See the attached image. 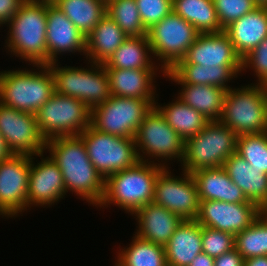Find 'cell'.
Segmentation results:
<instances>
[{
	"label": "cell",
	"instance_id": "obj_1",
	"mask_svg": "<svg viewBox=\"0 0 267 266\" xmlns=\"http://www.w3.org/2000/svg\"><path fill=\"white\" fill-rule=\"evenodd\" d=\"M45 150L63 175L66 192L96 206L102 202L105 179L89 159L79 136L55 137L46 141Z\"/></svg>",
	"mask_w": 267,
	"mask_h": 266
},
{
	"label": "cell",
	"instance_id": "obj_2",
	"mask_svg": "<svg viewBox=\"0 0 267 266\" xmlns=\"http://www.w3.org/2000/svg\"><path fill=\"white\" fill-rule=\"evenodd\" d=\"M7 52L33 65H48L47 0H26L6 24Z\"/></svg>",
	"mask_w": 267,
	"mask_h": 266
},
{
	"label": "cell",
	"instance_id": "obj_3",
	"mask_svg": "<svg viewBox=\"0 0 267 266\" xmlns=\"http://www.w3.org/2000/svg\"><path fill=\"white\" fill-rule=\"evenodd\" d=\"M163 168L156 163L138 161L130 168L109 175L98 207L104 209L113 204L133 216L139 208L153 202L156 179Z\"/></svg>",
	"mask_w": 267,
	"mask_h": 266
},
{
	"label": "cell",
	"instance_id": "obj_4",
	"mask_svg": "<svg viewBox=\"0 0 267 266\" xmlns=\"http://www.w3.org/2000/svg\"><path fill=\"white\" fill-rule=\"evenodd\" d=\"M33 67L37 70L0 71V104L35 114L51 98L54 80L50 68L47 65Z\"/></svg>",
	"mask_w": 267,
	"mask_h": 266
},
{
	"label": "cell",
	"instance_id": "obj_5",
	"mask_svg": "<svg viewBox=\"0 0 267 266\" xmlns=\"http://www.w3.org/2000/svg\"><path fill=\"white\" fill-rule=\"evenodd\" d=\"M219 121L238 136L267 132V86L252 82L230 88Z\"/></svg>",
	"mask_w": 267,
	"mask_h": 266
},
{
	"label": "cell",
	"instance_id": "obj_6",
	"mask_svg": "<svg viewBox=\"0 0 267 266\" xmlns=\"http://www.w3.org/2000/svg\"><path fill=\"white\" fill-rule=\"evenodd\" d=\"M237 139L238 135L220 121H210L197 135L184 141L181 170L193 173L223 166L237 152Z\"/></svg>",
	"mask_w": 267,
	"mask_h": 266
},
{
	"label": "cell",
	"instance_id": "obj_7",
	"mask_svg": "<svg viewBox=\"0 0 267 266\" xmlns=\"http://www.w3.org/2000/svg\"><path fill=\"white\" fill-rule=\"evenodd\" d=\"M88 64V68L59 67L61 65L57 62L47 66L53 76L55 93L77 98L92 109L109 99L111 93L105 66L92 62Z\"/></svg>",
	"mask_w": 267,
	"mask_h": 266
},
{
	"label": "cell",
	"instance_id": "obj_8",
	"mask_svg": "<svg viewBox=\"0 0 267 266\" xmlns=\"http://www.w3.org/2000/svg\"><path fill=\"white\" fill-rule=\"evenodd\" d=\"M134 141L139 161L156 163L166 168L169 166L167 162L176 159L181 163L183 159L184 140L155 106L145 115Z\"/></svg>",
	"mask_w": 267,
	"mask_h": 266
},
{
	"label": "cell",
	"instance_id": "obj_9",
	"mask_svg": "<svg viewBox=\"0 0 267 266\" xmlns=\"http://www.w3.org/2000/svg\"><path fill=\"white\" fill-rule=\"evenodd\" d=\"M38 129L48 141L78 136L91 125V109L77 98L55 93L35 113Z\"/></svg>",
	"mask_w": 267,
	"mask_h": 266
},
{
	"label": "cell",
	"instance_id": "obj_10",
	"mask_svg": "<svg viewBox=\"0 0 267 266\" xmlns=\"http://www.w3.org/2000/svg\"><path fill=\"white\" fill-rule=\"evenodd\" d=\"M156 99H138L111 95L91 109V126L100 132L134 138L145 115Z\"/></svg>",
	"mask_w": 267,
	"mask_h": 266
},
{
	"label": "cell",
	"instance_id": "obj_11",
	"mask_svg": "<svg viewBox=\"0 0 267 266\" xmlns=\"http://www.w3.org/2000/svg\"><path fill=\"white\" fill-rule=\"evenodd\" d=\"M78 136L85 144L90 161L104 179L139 161L134 138L103 133L91 125Z\"/></svg>",
	"mask_w": 267,
	"mask_h": 266
},
{
	"label": "cell",
	"instance_id": "obj_12",
	"mask_svg": "<svg viewBox=\"0 0 267 266\" xmlns=\"http://www.w3.org/2000/svg\"><path fill=\"white\" fill-rule=\"evenodd\" d=\"M199 34L192 24L172 11L148 30L154 61L164 71L171 69L186 55Z\"/></svg>",
	"mask_w": 267,
	"mask_h": 266
},
{
	"label": "cell",
	"instance_id": "obj_13",
	"mask_svg": "<svg viewBox=\"0 0 267 266\" xmlns=\"http://www.w3.org/2000/svg\"><path fill=\"white\" fill-rule=\"evenodd\" d=\"M180 176L163 168L156 179L153 202L173 212L183 220H195L199 213V195L196 182L184 170ZM172 174V175H171Z\"/></svg>",
	"mask_w": 267,
	"mask_h": 266
},
{
	"label": "cell",
	"instance_id": "obj_14",
	"mask_svg": "<svg viewBox=\"0 0 267 266\" xmlns=\"http://www.w3.org/2000/svg\"><path fill=\"white\" fill-rule=\"evenodd\" d=\"M31 156L12 154L0 162V216L8 219L27 212Z\"/></svg>",
	"mask_w": 267,
	"mask_h": 266
},
{
	"label": "cell",
	"instance_id": "obj_15",
	"mask_svg": "<svg viewBox=\"0 0 267 266\" xmlns=\"http://www.w3.org/2000/svg\"><path fill=\"white\" fill-rule=\"evenodd\" d=\"M0 132L13 154L35 156L46 153L35 114L0 104Z\"/></svg>",
	"mask_w": 267,
	"mask_h": 266
},
{
	"label": "cell",
	"instance_id": "obj_16",
	"mask_svg": "<svg viewBox=\"0 0 267 266\" xmlns=\"http://www.w3.org/2000/svg\"><path fill=\"white\" fill-rule=\"evenodd\" d=\"M262 211L251 201L241 203L200 201L199 213L195 220L201 226L229 232L235 236L248 228Z\"/></svg>",
	"mask_w": 267,
	"mask_h": 266
},
{
	"label": "cell",
	"instance_id": "obj_17",
	"mask_svg": "<svg viewBox=\"0 0 267 266\" xmlns=\"http://www.w3.org/2000/svg\"><path fill=\"white\" fill-rule=\"evenodd\" d=\"M43 154L36 155L41 157V161L37 163L34 162L36 158L31 156L27 195L28 210L34 206L44 208L47 206L48 208L64 199L67 194L60 168L49 155L44 157Z\"/></svg>",
	"mask_w": 267,
	"mask_h": 266
},
{
	"label": "cell",
	"instance_id": "obj_18",
	"mask_svg": "<svg viewBox=\"0 0 267 266\" xmlns=\"http://www.w3.org/2000/svg\"><path fill=\"white\" fill-rule=\"evenodd\" d=\"M176 64L203 67H242V58L224 32L199 34L186 55Z\"/></svg>",
	"mask_w": 267,
	"mask_h": 266
},
{
	"label": "cell",
	"instance_id": "obj_19",
	"mask_svg": "<svg viewBox=\"0 0 267 266\" xmlns=\"http://www.w3.org/2000/svg\"><path fill=\"white\" fill-rule=\"evenodd\" d=\"M46 43L48 64L58 62L65 53L86 54V36L50 0H47Z\"/></svg>",
	"mask_w": 267,
	"mask_h": 266
},
{
	"label": "cell",
	"instance_id": "obj_20",
	"mask_svg": "<svg viewBox=\"0 0 267 266\" xmlns=\"http://www.w3.org/2000/svg\"><path fill=\"white\" fill-rule=\"evenodd\" d=\"M137 228L135 234L142 240L165 246L183 219L166 208L150 202L134 214Z\"/></svg>",
	"mask_w": 267,
	"mask_h": 266
},
{
	"label": "cell",
	"instance_id": "obj_21",
	"mask_svg": "<svg viewBox=\"0 0 267 266\" xmlns=\"http://www.w3.org/2000/svg\"><path fill=\"white\" fill-rule=\"evenodd\" d=\"M160 71L165 77L163 69H106L110 93L118 97L156 99L154 80Z\"/></svg>",
	"mask_w": 267,
	"mask_h": 266
},
{
	"label": "cell",
	"instance_id": "obj_22",
	"mask_svg": "<svg viewBox=\"0 0 267 266\" xmlns=\"http://www.w3.org/2000/svg\"><path fill=\"white\" fill-rule=\"evenodd\" d=\"M169 81L181 86L178 98L203 114L209 121H219L228 90L214 85L184 84L170 69L165 71Z\"/></svg>",
	"mask_w": 267,
	"mask_h": 266
},
{
	"label": "cell",
	"instance_id": "obj_23",
	"mask_svg": "<svg viewBox=\"0 0 267 266\" xmlns=\"http://www.w3.org/2000/svg\"><path fill=\"white\" fill-rule=\"evenodd\" d=\"M243 59L267 37V7L258 6L224 29Z\"/></svg>",
	"mask_w": 267,
	"mask_h": 266
},
{
	"label": "cell",
	"instance_id": "obj_24",
	"mask_svg": "<svg viewBox=\"0 0 267 266\" xmlns=\"http://www.w3.org/2000/svg\"><path fill=\"white\" fill-rule=\"evenodd\" d=\"M222 167L249 201L263 211L267 209V174L259 173L237 153L227 158Z\"/></svg>",
	"mask_w": 267,
	"mask_h": 266
},
{
	"label": "cell",
	"instance_id": "obj_25",
	"mask_svg": "<svg viewBox=\"0 0 267 266\" xmlns=\"http://www.w3.org/2000/svg\"><path fill=\"white\" fill-rule=\"evenodd\" d=\"M191 175L196 182L200 201L215 200L228 203L249 201L222 166L200 169Z\"/></svg>",
	"mask_w": 267,
	"mask_h": 266
},
{
	"label": "cell",
	"instance_id": "obj_26",
	"mask_svg": "<svg viewBox=\"0 0 267 266\" xmlns=\"http://www.w3.org/2000/svg\"><path fill=\"white\" fill-rule=\"evenodd\" d=\"M164 247L167 266H188L202 253V226L196 220H183Z\"/></svg>",
	"mask_w": 267,
	"mask_h": 266
},
{
	"label": "cell",
	"instance_id": "obj_27",
	"mask_svg": "<svg viewBox=\"0 0 267 266\" xmlns=\"http://www.w3.org/2000/svg\"><path fill=\"white\" fill-rule=\"evenodd\" d=\"M127 37L116 22L105 14L86 36L85 61L104 64Z\"/></svg>",
	"mask_w": 267,
	"mask_h": 266
},
{
	"label": "cell",
	"instance_id": "obj_28",
	"mask_svg": "<svg viewBox=\"0 0 267 266\" xmlns=\"http://www.w3.org/2000/svg\"><path fill=\"white\" fill-rule=\"evenodd\" d=\"M151 54L147 35L128 36L103 65L106 69H162Z\"/></svg>",
	"mask_w": 267,
	"mask_h": 266
},
{
	"label": "cell",
	"instance_id": "obj_29",
	"mask_svg": "<svg viewBox=\"0 0 267 266\" xmlns=\"http://www.w3.org/2000/svg\"><path fill=\"white\" fill-rule=\"evenodd\" d=\"M154 106L184 141L197 135L210 122L203 114L178 97L172 99V103L163 106L156 100Z\"/></svg>",
	"mask_w": 267,
	"mask_h": 266
},
{
	"label": "cell",
	"instance_id": "obj_30",
	"mask_svg": "<svg viewBox=\"0 0 267 266\" xmlns=\"http://www.w3.org/2000/svg\"><path fill=\"white\" fill-rule=\"evenodd\" d=\"M184 84L214 85L229 90L230 80L242 74V67H203L196 64H175L170 69Z\"/></svg>",
	"mask_w": 267,
	"mask_h": 266
},
{
	"label": "cell",
	"instance_id": "obj_31",
	"mask_svg": "<svg viewBox=\"0 0 267 266\" xmlns=\"http://www.w3.org/2000/svg\"><path fill=\"white\" fill-rule=\"evenodd\" d=\"M173 12L192 24L200 34L224 31L213 0H172Z\"/></svg>",
	"mask_w": 267,
	"mask_h": 266
},
{
	"label": "cell",
	"instance_id": "obj_32",
	"mask_svg": "<svg viewBox=\"0 0 267 266\" xmlns=\"http://www.w3.org/2000/svg\"><path fill=\"white\" fill-rule=\"evenodd\" d=\"M87 36L106 14L105 0H50Z\"/></svg>",
	"mask_w": 267,
	"mask_h": 266
},
{
	"label": "cell",
	"instance_id": "obj_33",
	"mask_svg": "<svg viewBox=\"0 0 267 266\" xmlns=\"http://www.w3.org/2000/svg\"><path fill=\"white\" fill-rule=\"evenodd\" d=\"M128 246L117 250L114 266H167L164 246L142 240L136 235Z\"/></svg>",
	"mask_w": 267,
	"mask_h": 266
},
{
	"label": "cell",
	"instance_id": "obj_34",
	"mask_svg": "<svg viewBox=\"0 0 267 266\" xmlns=\"http://www.w3.org/2000/svg\"><path fill=\"white\" fill-rule=\"evenodd\" d=\"M234 248L244 259L267 255V213L262 211L253 223L235 235Z\"/></svg>",
	"mask_w": 267,
	"mask_h": 266
},
{
	"label": "cell",
	"instance_id": "obj_35",
	"mask_svg": "<svg viewBox=\"0 0 267 266\" xmlns=\"http://www.w3.org/2000/svg\"><path fill=\"white\" fill-rule=\"evenodd\" d=\"M106 14L127 34V36L148 35L141 22L135 0H108Z\"/></svg>",
	"mask_w": 267,
	"mask_h": 266
},
{
	"label": "cell",
	"instance_id": "obj_36",
	"mask_svg": "<svg viewBox=\"0 0 267 266\" xmlns=\"http://www.w3.org/2000/svg\"><path fill=\"white\" fill-rule=\"evenodd\" d=\"M236 153L259 173L267 174V132L238 136Z\"/></svg>",
	"mask_w": 267,
	"mask_h": 266
},
{
	"label": "cell",
	"instance_id": "obj_37",
	"mask_svg": "<svg viewBox=\"0 0 267 266\" xmlns=\"http://www.w3.org/2000/svg\"><path fill=\"white\" fill-rule=\"evenodd\" d=\"M213 3L223 30L259 6L255 0H213Z\"/></svg>",
	"mask_w": 267,
	"mask_h": 266
},
{
	"label": "cell",
	"instance_id": "obj_38",
	"mask_svg": "<svg viewBox=\"0 0 267 266\" xmlns=\"http://www.w3.org/2000/svg\"><path fill=\"white\" fill-rule=\"evenodd\" d=\"M235 236L229 232L202 226V252L218 257L234 248Z\"/></svg>",
	"mask_w": 267,
	"mask_h": 266
},
{
	"label": "cell",
	"instance_id": "obj_39",
	"mask_svg": "<svg viewBox=\"0 0 267 266\" xmlns=\"http://www.w3.org/2000/svg\"><path fill=\"white\" fill-rule=\"evenodd\" d=\"M141 22L148 31L173 11L172 0H135Z\"/></svg>",
	"mask_w": 267,
	"mask_h": 266
},
{
	"label": "cell",
	"instance_id": "obj_40",
	"mask_svg": "<svg viewBox=\"0 0 267 266\" xmlns=\"http://www.w3.org/2000/svg\"><path fill=\"white\" fill-rule=\"evenodd\" d=\"M252 69L256 84L267 86V37L242 59V73Z\"/></svg>",
	"mask_w": 267,
	"mask_h": 266
},
{
	"label": "cell",
	"instance_id": "obj_41",
	"mask_svg": "<svg viewBox=\"0 0 267 266\" xmlns=\"http://www.w3.org/2000/svg\"><path fill=\"white\" fill-rule=\"evenodd\" d=\"M26 0H0V27L13 18Z\"/></svg>",
	"mask_w": 267,
	"mask_h": 266
},
{
	"label": "cell",
	"instance_id": "obj_42",
	"mask_svg": "<svg viewBox=\"0 0 267 266\" xmlns=\"http://www.w3.org/2000/svg\"><path fill=\"white\" fill-rule=\"evenodd\" d=\"M214 266H244V258L233 248L221 256L215 257Z\"/></svg>",
	"mask_w": 267,
	"mask_h": 266
},
{
	"label": "cell",
	"instance_id": "obj_43",
	"mask_svg": "<svg viewBox=\"0 0 267 266\" xmlns=\"http://www.w3.org/2000/svg\"><path fill=\"white\" fill-rule=\"evenodd\" d=\"M188 266H214V257L202 252Z\"/></svg>",
	"mask_w": 267,
	"mask_h": 266
},
{
	"label": "cell",
	"instance_id": "obj_44",
	"mask_svg": "<svg viewBox=\"0 0 267 266\" xmlns=\"http://www.w3.org/2000/svg\"><path fill=\"white\" fill-rule=\"evenodd\" d=\"M244 266H267V255L244 259Z\"/></svg>",
	"mask_w": 267,
	"mask_h": 266
},
{
	"label": "cell",
	"instance_id": "obj_45",
	"mask_svg": "<svg viewBox=\"0 0 267 266\" xmlns=\"http://www.w3.org/2000/svg\"><path fill=\"white\" fill-rule=\"evenodd\" d=\"M13 153L9 150L6 145L5 139L0 132V162L7 160Z\"/></svg>",
	"mask_w": 267,
	"mask_h": 266
},
{
	"label": "cell",
	"instance_id": "obj_46",
	"mask_svg": "<svg viewBox=\"0 0 267 266\" xmlns=\"http://www.w3.org/2000/svg\"><path fill=\"white\" fill-rule=\"evenodd\" d=\"M259 6L267 7V0H255Z\"/></svg>",
	"mask_w": 267,
	"mask_h": 266
}]
</instances>
